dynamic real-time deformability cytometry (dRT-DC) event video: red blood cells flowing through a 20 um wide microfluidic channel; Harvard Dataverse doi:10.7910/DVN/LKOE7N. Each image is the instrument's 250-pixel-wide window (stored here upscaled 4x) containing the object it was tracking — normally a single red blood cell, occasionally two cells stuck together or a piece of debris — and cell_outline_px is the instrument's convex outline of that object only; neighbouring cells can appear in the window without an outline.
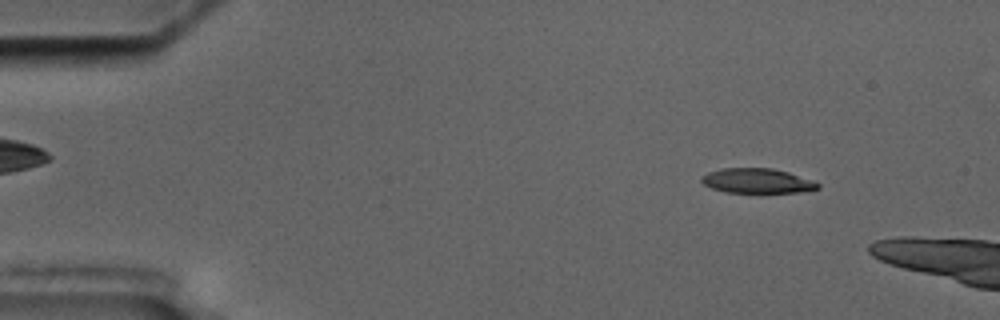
{"species": "common noctule bat (a hibernating species)", "species_latin": "Nyctalus noctula", "temperature_condition": "cold", "stored_images_in_passage": 3, "camera_frame_rate_fps": 3000, "um_per_image_px": 0.085, "animal": {"sex": "male", "body_mass_g": 17.5, "forearm_length_mm": 52.3}, "frame": {"image": 1, "passage_image": 1, "time_ms": 0.0, "image_size_px": [1000, 320], "cell_outline_px": [[820, 188], [804, 192], [724, 192], [712, 188], [704, 184], [700, 180], [700, 176], [708, 172], [720, 168], [772, 168], [788, 172], [816, 180], [820, 184]], "centroid_in_image_um": [64.39, 15.36], "position_along_channel_um": 20.6, "area_um2": 16.99}}